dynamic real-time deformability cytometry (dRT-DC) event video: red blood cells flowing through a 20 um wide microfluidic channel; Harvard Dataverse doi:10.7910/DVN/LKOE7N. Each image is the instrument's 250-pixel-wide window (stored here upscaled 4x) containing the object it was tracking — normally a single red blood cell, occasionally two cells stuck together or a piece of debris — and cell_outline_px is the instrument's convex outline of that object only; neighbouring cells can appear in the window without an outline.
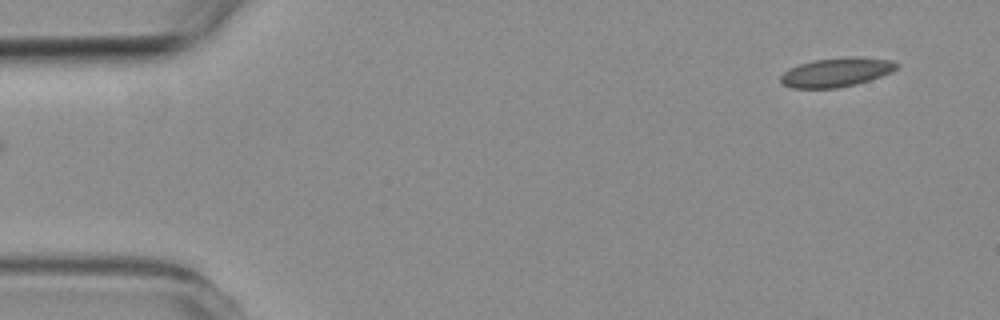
{"species": "common noctule bat (a hibernating species)", "species_latin": "Nyctalus noctula", "temperature_condition": "room temperature", "stored_images_in_passage": 2, "camera_frame_rate_fps": 3000, "um_per_image_px": 0.085, "animal": {"sex": "female", "body_mass_g": 19.3, "forearm_length_mm": 54.1}, "frame": {"image": 1, "passage_image": 2, "time_ms": 3.0, "image_size_px": [1000, 320], "cell_outline_px": [[900, 64], [892, 72], [856, 84], [836, 88], [792, 88], [784, 84], [780, 80], [780, 76], [788, 68], [800, 64], [816, 60], [844, 56], [860, 56], [892, 60]], "centroid_in_image_um": [71.11, 6.12], "position_along_channel_um": 13.9, "area_um2": 19.71}}